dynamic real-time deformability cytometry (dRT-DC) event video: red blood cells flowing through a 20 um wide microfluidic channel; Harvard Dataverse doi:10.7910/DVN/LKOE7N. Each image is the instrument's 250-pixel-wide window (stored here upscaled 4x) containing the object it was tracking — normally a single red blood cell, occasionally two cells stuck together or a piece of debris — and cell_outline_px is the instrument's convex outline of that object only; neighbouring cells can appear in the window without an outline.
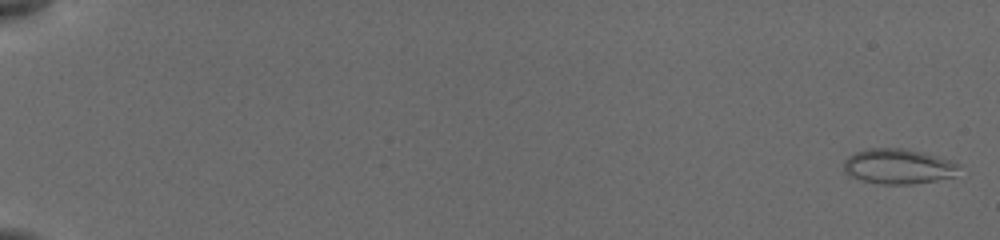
{"species": "common noctule bat (a hibernating species)", "species_latin": "Nyctalus noctula", "temperature_condition": "cold", "stored_images_in_passage": 51, "camera_frame_rate_fps": 3000, "um_per_image_px": 0.085, "animal": {"sex": "female", "body_mass_g": 19.5, "forearm_length_mm": 54.1}, "frame": {"image": 1, "passage_image": 1, "time_ms": 0.0, "image_size_px": [1000, 240], "cell_outline_px": [[956, 176], [936, 180], [912, 184], [884, 184], [864, 180], [848, 176], [844, 172], [844, 160], [848, 156], [856, 152], [868, 148], [904, 148], [936, 156], [948, 160], [956, 164]], "centroid_in_image_um": [76.29, 14.14], "position_along_channel_um": 8.7, "area_um2": 23.24}}
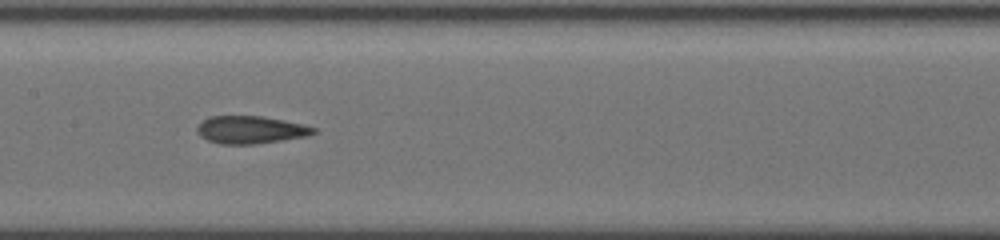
{"frame": {"image": 2, "passage_image": 34, "time_ms": 9.667, "image_size_px": [1000, 240], "cell_outline_px": [[316, 132], [308, 136], [252, 144], [220, 144], [208, 140], [200, 136], [196, 132], [196, 128], [208, 116], [260, 116], [284, 120], [304, 124], [316, 128]], "centroid_in_image_um": [21.29, 11.03], "position_along_channel_um": 186.1, "area_um2": 18.67}}
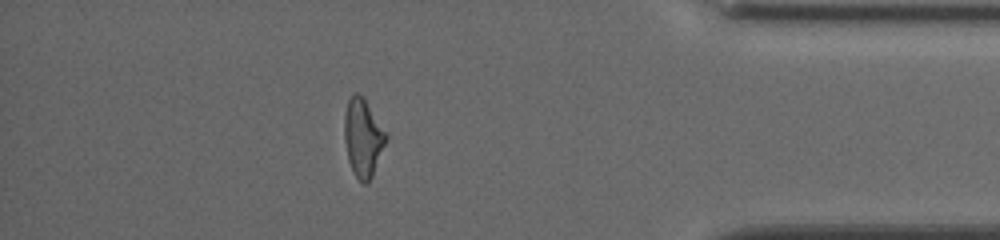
{"frame": {"image": 3, "passage_image": 46, "time_ms": 16.0, "image_size_px": [1000, 240], "cell_outline_px": [[388, 136], [372, 176], [368, 184], [364, 184], [356, 176], [348, 160], [344, 140], [344, 116], [348, 100], [352, 92], [356, 92], [364, 96], [388, 132]], "centroid_in_image_um": [30.86, 11.63], "position_along_channel_um": 404.3, "area_um2": 19.25}, "authors_computed_cell_mechanics": {"area_um2": 19.5942, "velocity_mm_per_s": 3.8963, "shape_relaxation_time_tau1_ms": null, "shape_relaxation_time_tau2_ms": 4.356, "deformation_change_tau1": null, "deformation_change_tau2": 0.1245}}